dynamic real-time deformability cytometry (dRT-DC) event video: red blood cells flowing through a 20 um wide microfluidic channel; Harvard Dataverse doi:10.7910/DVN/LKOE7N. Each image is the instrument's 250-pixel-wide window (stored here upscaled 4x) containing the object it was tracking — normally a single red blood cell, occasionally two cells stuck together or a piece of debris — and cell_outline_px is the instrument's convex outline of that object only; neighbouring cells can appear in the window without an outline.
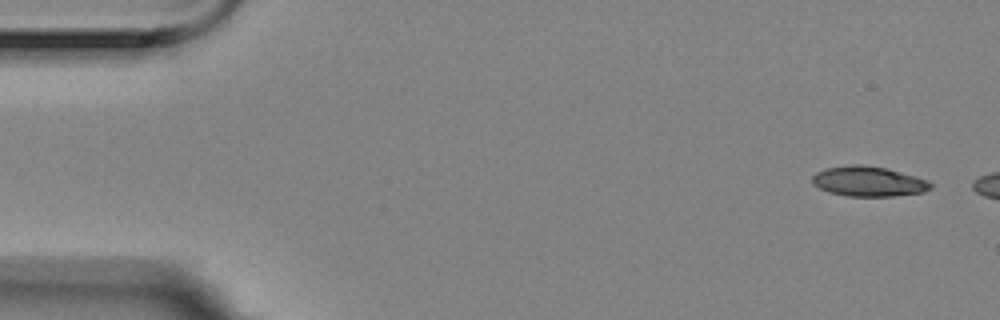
{"species": "Egyptian fruit bat (a non-hibernating species)", "species_latin": "Rousettus aegyptiacus", "temperature_condition": "room temperature", "stored_images_in_passage": 3, "camera_frame_rate_fps": 3000, "um_per_image_px": 0.085, "animal": {"sex": "female"}, "frame": {"image": 1, "passage_image": 1, "time_ms": 0.0, "image_size_px": [1000, 320], "cell_outline_px": [[932, 188], [924, 192], [892, 196], [848, 196], [828, 192], [812, 184], [812, 176], [816, 172], [824, 168], [852, 164], [856, 164], [888, 168], [916, 176], [928, 180], [932, 184]], "centroid_in_image_um": [73.82, 15.41], "position_along_channel_um": 11.2, "area_um2": 20.87}}